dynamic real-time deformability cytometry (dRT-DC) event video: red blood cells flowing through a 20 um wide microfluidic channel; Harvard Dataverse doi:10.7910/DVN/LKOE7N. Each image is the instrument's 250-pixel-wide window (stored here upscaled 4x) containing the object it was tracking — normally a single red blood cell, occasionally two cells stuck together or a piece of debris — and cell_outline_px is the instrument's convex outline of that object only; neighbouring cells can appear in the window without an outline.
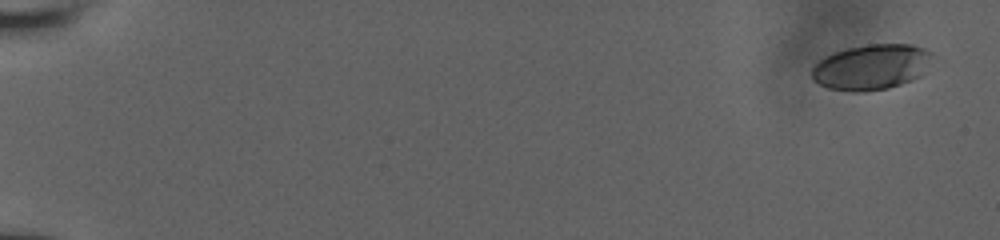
{"species": "human", "species_latin": "Homo sapiens", "temperature_condition": "room temperature", "stored_images_in_passage": 6, "camera_frame_rate_fps": 3000, "um_per_image_px": 0.085, "donor": {"sex": "male"}, "frame": {"image": 1, "passage_image": 1, "time_ms": 0.0, "image_size_px": [1000, 240], "cell_outline_px": [[936, 56], [920, 76], [912, 80], [888, 88], [860, 92], [852, 92], [828, 88], [812, 80], [812, 68], [820, 60], [836, 52], [848, 48], [868, 44], [912, 44], [924, 48], [932, 52]], "centroid_in_image_um": [74.12, 5.69], "position_along_channel_um": 10.9, "area_um2": 31.96}}
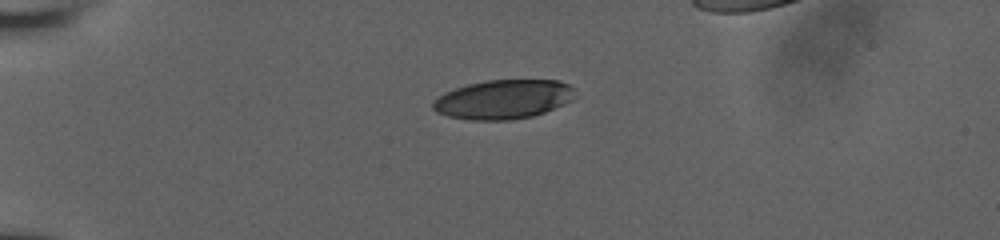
{"frame": {"image": 2, "passage_image": 5, "time_ms": 4.667, "image_size_px": [1000, 240], "cell_outline_px": [[572, 100], [564, 104], [544, 112], [532, 116], [512, 120], [468, 120], [448, 116], [436, 112], [432, 108], [432, 104], [444, 92], [468, 84], [488, 80], [560, 80], [568, 84], [572, 88]], "centroid_in_image_um": [42.76, 8.45], "position_along_channel_um": 42.2, "area_um2": 32.25}}